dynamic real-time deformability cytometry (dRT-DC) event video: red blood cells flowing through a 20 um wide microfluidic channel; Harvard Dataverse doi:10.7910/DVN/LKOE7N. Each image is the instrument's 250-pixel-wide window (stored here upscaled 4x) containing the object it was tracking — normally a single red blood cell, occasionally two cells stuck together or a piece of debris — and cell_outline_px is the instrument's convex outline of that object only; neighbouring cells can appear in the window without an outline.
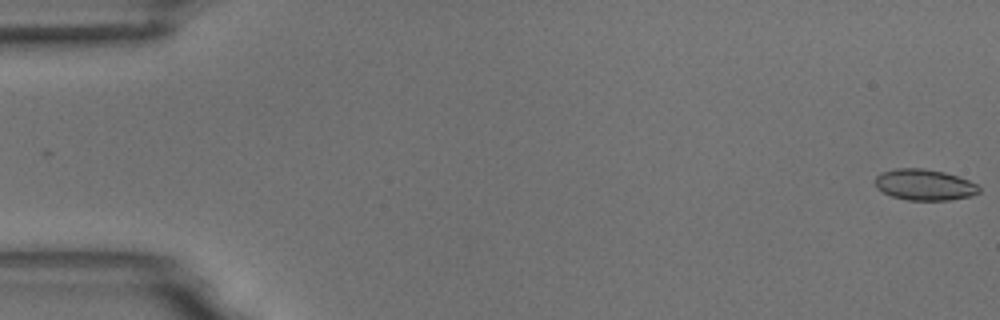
{"species": "common noctule bat (a hibernating species)", "species_latin": "Nyctalus noctula", "temperature_condition": "room temperature", "stored_images_in_passage": 55, "camera_frame_rate_fps": 3000, "um_per_image_px": 0.085, "animal": {"sex": "male", "body_mass_g": 18.8}, "frame": {"image": 1, "passage_image": 1, "time_ms": 0.0, "image_size_px": [1000, 320], "cell_outline_px": [[980, 192], [972, 196], [948, 200], [908, 200], [892, 196], [876, 188], [876, 176], [880, 172], [896, 168], [924, 168], [944, 172], [968, 180], [976, 184], [980, 188]], "centroid_in_image_um": [78.57, 15.7], "position_along_channel_um": 6.4, "area_um2": 18.79}}
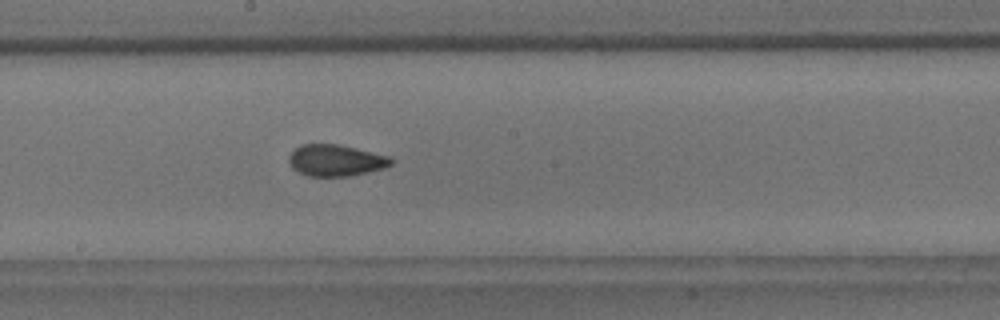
{"frame": {"image": 2, "passage_image": 30, "time_ms": 9.667, "image_size_px": [1000, 320], "cell_outline_px": [[396, 160], [392, 164], [384, 168], [368, 172], [348, 176], [308, 176], [292, 168], [288, 160], [288, 156], [300, 144], [336, 144], [392, 156]], "centroid_in_image_um": [28.57, 13.63], "position_along_channel_um": 219.6, "area_um2": 18.84}}
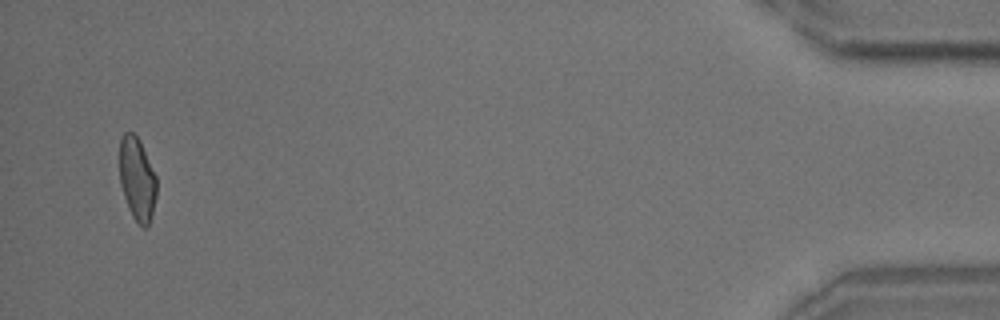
{"frame": {"image": 3, "passage_image": 53, "time_ms": 17.333, "image_size_px": [1000, 320], "cell_outline_px": [[156, 196], [148, 228], [144, 228], [132, 216], [128, 208], [120, 184], [120, 136], [124, 132], [132, 132], [140, 140], [156, 176]], "centroid_in_image_um": [11.65, 15.2], "position_along_channel_um": 423.6, "area_um2": 17.92}, "authors_computed_cell_mechanics": {"area_um2": 18.9006, "velocity_mm_per_s": 3.7371, "shape_relaxation_time_tau1_ms": 4.3614, "shape_relaxation_time_tau2_ms": 1.0267, "deformation_change_tau1": 0.1166, "deformation_change_tau2": 0.0632}}